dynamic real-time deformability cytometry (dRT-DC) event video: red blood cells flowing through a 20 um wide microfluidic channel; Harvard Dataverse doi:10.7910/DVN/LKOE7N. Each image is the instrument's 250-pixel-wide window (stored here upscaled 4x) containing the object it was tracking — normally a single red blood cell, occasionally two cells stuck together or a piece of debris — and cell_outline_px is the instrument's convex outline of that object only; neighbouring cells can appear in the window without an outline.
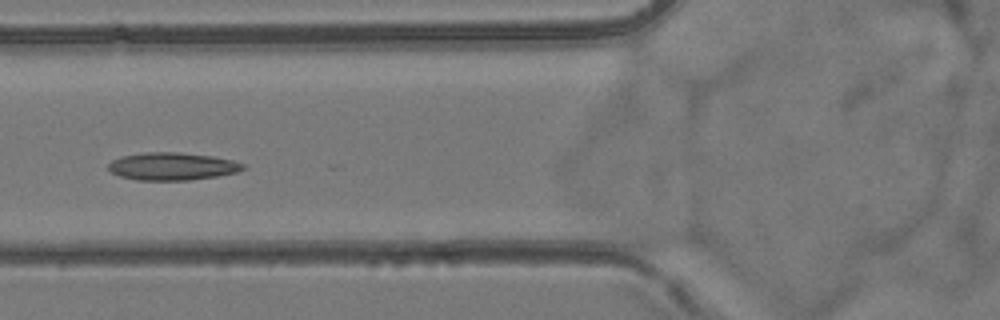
{"species": "common noctule bat (a hibernating species)", "species_latin": "Nyctalus noctula", "temperature_condition": "room temperature", "stored_images_in_passage": 28, "camera_frame_rate_fps": 3000, "um_per_image_px": 0.085, "animal": {"sex": "female", "body_mass_g": 24.6, "forearm_length_mm": 56.2}, "frame": {"image": 1, "passage_image": 18, "time_ms": 5.667, "image_size_px": [1000, 320], "cell_outline_px": [[244, 168], [236, 172], [216, 176], [188, 180], [136, 180], [120, 176], [112, 172], [108, 168], [108, 164], [112, 160], [120, 156], [144, 152], [180, 152], [212, 156], [232, 160], [244, 164]], "centroid_in_image_um": [14.6, 14.13], "position_along_channel_um": 111.2, "area_um2": 21.62}}
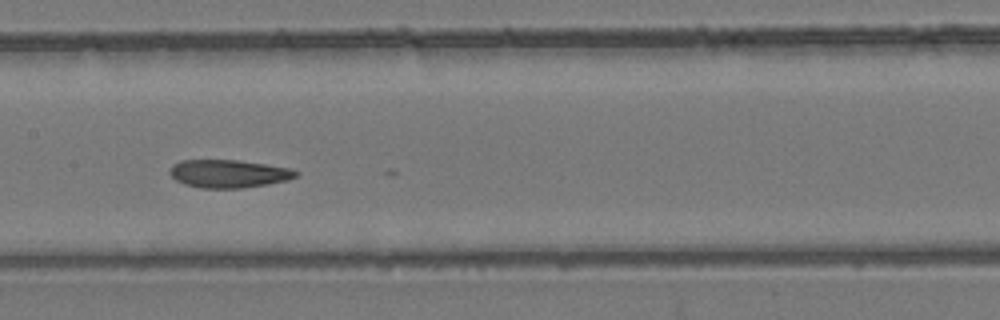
{"frame": {"image": 2, "passage_image": 24, "time_ms": 7.667, "image_size_px": [1000, 320], "cell_outline_px": [[300, 172], [296, 176], [288, 180], [268, 184], [240, 188], [200, 188], [184, 184], [176, 180], [168, 172], [172, 164], [180, 160], [236, 160], [264, 164], [288, 168]], "centroid_in_image_um": [19.39, 14.76], "position_along_channel_um": 188.0, "area_um2": 20.52}}
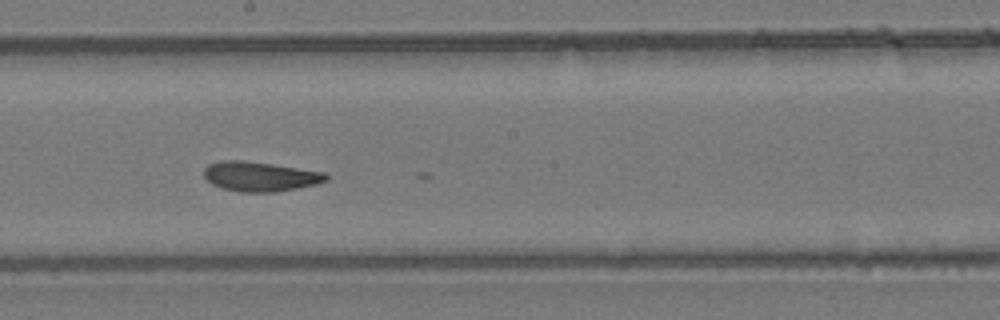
{"frame": {"image": 3, "passage_image": 27, "time_ms": 8.667, "image_size_px": [1000, 320], "cell_outline_px": [[328, 180], [316, 184], [276, 192], [240, 192], [220, 188], [212, 184], [204, 176], [204, 168], [208, 164], [220, 160], [244, 160], [272, 164], [324, 172], [328, 176]], "centroid_in_image_um": [22.07, 15.0], "position_along_channel_um": 226.1, "area_um2": 21.15}}